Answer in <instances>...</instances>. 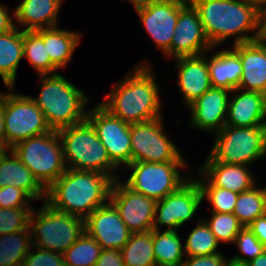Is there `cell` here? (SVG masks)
Segmentation results:
<instances>
[{"label": "cell", "mask_w": 266, "mask_h": 266, "mask_svg": "<svg viewBox=\"0 0 266 266\" xmlns=\"http://www.w3.org/2000/svg\"><path fill=\"white\" fill-rule=\"evenodd\" d=\"M197 9L212 47L234 37L233 45L259 40L263 1L189 0ZM254 32L250 35V32Z\"/></svg>", "instance_id": "6da1fadb"}, {"label": "cell", "mask_w": 266, "mask_h": 266, "mask_svg": "<svg viewBox=\"0 0 266 266\" xmlns=\"http://www.w3.org/2000/svg\"><path fill=\"white\" fill-rule=\"evenodd\" d=\"M159 86L149 63H140L116 84L100 104L128 124L162 117Z\"/></svg>", "instance_id": "7a4b0ae2"}, {"label": "cell", "mask_w": 266, "mask_h": 266, "mask_svg": "<svg viewBox=\"0 0 266 266\" xmlns=\"http://www.w3.org/2000/svg\"><path fill=\"white\" fill-rule=\"evenodd\" d=\"M113 182L109 175L100 172L67 168L46 189L45 203L59 212L86 219L110 200Z\"/></svg>", "instance_id": "3957f363"}, {"label": "cell", "mask_w": 266, "mask_h": 266, "mask_svg": "<svg viewBox=\"0 0 266 266\" xmlns=\"http://www.w3.org/2000/svg\"><path fill=\"white\" fill-rule=\"evenodd\" d=\"M42 88L39 95L31 97L44 113L51 130L81 123L87 119L86 104L89 97L84 91L70 83L62 74L39 75Z\"/></svg>", "instance_id": "277c9868"}, {"label": "cell", "mask_w": 266, "mask_h": 266, "mask_svg": "<svg viewBox=\"0 0 266 266\" xmlns=\"http://www.w3.org/2000/svg\"><path fill=\"white\" fill-rule=\"evenodd\" d=\"M63 145L64 160L68 169L96 171L118 179L119 169L110 159L92 124L85 121L57 131Z\"/></svg>", "instance_id": "5b68a950"}, {"label": "cell", "mask_w": 266, "mask_h": 266, "mask_svg": "<svg viewBox=\"0 0 266 266\" xmlns=\"http://www.w3.org/2000/svg\"><path fill=\"white\" fill-rule=\"evenodd\" d=\"M29 229L33 248L63 254L85 232V219L59 212L43 202L38 211H31Z\"/></svg>", "instance_id": "8992f818"}, {"label": "cell", "mask_w": 266, "mask_h": 266, "mask_svg": "<svg viewBox=\"0 0 266 266\" xmlns=\"http://www.w3.org/2000/svg\"><path fill=\"white\" fill-rule=\"evenodd\" d=\"M266 156V126L225 125L215 133L212 150L204 162L247 165Z\"/></svg>", "instance_id": "52a82bcc"}, {"label": "cell", "mask_w": 266, "mask_h": 266, "mask_svg": "<svg viewBox=\"0 0 266 266\" xmlns=\"http://www.w3.org/2000/svg\"><path fill=\"white\" fill-rule=\"evenodd\" d=\"M11 149L46 189L67 170L57 131L20 141Z\"/></svg>", "instance_id": "ba28073f"}, {"label": "cell", "mask_w": 266, "mask_h": 266, "mask_svg": "<svg viewBox=\"0 0 266 266\" xmlns=\"http://www.w3.org/2000/svg\"><path fill=\"white\" fill-rule=\"evenodd\" d=\"M3 93L4 126L6 149L28 138L51 131L44 113L28 95L17 94L8 88Z\"/></svg>", "instance_id": "9c48e42d"}, {"label": "cell", "mask_w": 266, "mask_h": 266, "mask_svg": "<svg viewBox=\"0 0 266 266\" xmlns=\"http://www.w3.org/2000/svg\"><path fill=\"white\" fill-rule=\"evenodd\" d=\"M131 175L124 183L135 192L159 201L177 191L189 179L181 174L186 162H132Z\"/></svg>", "instance_id": "30bf717a"}, {"label": "cell", "mask_w": 266, "mask_h": 266, "mask_svg": "<svg viewBox=\"0 0 266 266\" xmlns=\"http://www.w3.org/2000/svg\"><path fill=\"white\" fill-rule=\"evenodd\" d=\"M163 117L130 124L132 162H186L180 150L165 135Z\"/></svg>", "instance_id": "8fae6325"}, {"label": "cell", "mask_w": 266, "mask_h": 266, "mask_svg": "<svg viewBox=\"0 0 266 266\" xmlns=\"http://www.w3.org/2000/svg\"><path fill=\"white\" fill-rule=\"evenodd\" d=\"M87 120L107 149L111 161L118 168L121 165L127 168L131 163L130 124L113 116L100 103L87 112Z\"/></svg>", "instance_id": "7c38bea8"}, {"label": "cell", "mask_w": 266, "mask_h": 266, "mask_svg": "<svg viewBox=\"0 0 266 266\" xmlns=\"http://www.w3.org/2000/svg\"><path fill=\"white\" fill-rule=\"evenodd\" d=\"M189 180L177 191L157 201L153 229L168 226L166 230H178L185 222L191 220L202 203V195L197 181Z\"/></svg>", "instance_id": "4fadbf2b"}, {"label": "cell", "mask_w": 266, "mask_h": 266, "mask_svg": "<svg viewBox=\"0 0 266 266\" xmlns=\"http://www.w3.org/2000/svg\"><path fill=\"white\" fill-rule=\"evenodd\" d=\"M119 180H114L112 184L110 201L119 211L121 219L131 233L151 231L157 201L135 192Z\"/></svg>", "instance_id": "5bb4252c"}, {"label": "cell", "mask_w": 266, "mask_h": 266, "mask_svg": "<svg viewBox=\"0 0 266 266\" xmlns=\"http://www.w3.org/2000/svg\"><path fill=\"white\" fill-rule=\"evenodd\" d=\"M211 49L214 47L205 34L197 9L189 0H184L180 4L179 17L171 43L172 59L202 55Z\"/></svg>", "instance_id": "9a60e30c"}, {"label": "cell", "mask_w": 266, "mask_h": 266, "mask_svg": "<svg viewBox=\"0 0 266 266\" xmlns=\"http://www.w3.org/2000/svg\"><path fill=\"white\" fill-rule=\"evenodd\" d=\"M184 0H160L148 7L136 10L145 31L167 57H171V43L179 17L180 4Z\"/></svg>", "instance_id": "2e32d148"}, {"label": "cell", "mask_w": 266, "mask_h": 266, "mask_svg": "<svg viewBox=\"0 0 266 266\" xmlns=\"http://www.w3.org/2000/svg\"><path fill=\"white\" fill-rule=\"evenodd\" d=\"M85 231L98 242L102 249L117 250L123 248L132 234L110 200L95 209L85 219Z\"/></svg>", "instance_id": "e0dca14e"}, {"label": "cell", "mask_w": 266, "mask_h": 266, "mask_svg": "<svg viewBox=\"0 0 266 266\" xmlns=\"http://www.w3.org/2000/svg\"><path fill=\"white\" fill-rule=\"evenodd\" d=\"M231 91L211 87L187 108L191 113L190 125L204 132H219L226 123Z\"/></svg>", "instance_id": "ac0fdd59"}, {"label": "cell", "mask_w": 266, "mask_h": 266, "mask_svg": "<svg viewBox=\"0 0 266 266\" xmlns=\"http://www.w3.org/2000/svg\"><path fill=\"white\" fill-rule=\"evenodd\" d=\"M207 52L202 55L180 57L176 61L177 85L187 107L212 87Z\"/></svg>", "instance_id": "d6986e66"}, {"label": "cell", "mask_w": 266, "mask_h": 266, "mask_svg": "<svg viewBox=\"0 0 266 266\" xmlns=\"http://www.w3.org/2000/svg\"><path fill=\"white\" fill-rule=\"evenodd\" d=\"M232 50L242 62L238 88L262 93L266 87V46L256 40L233 45Z\"/></svg>", "instance_id": "ffe728a7"}, {"label": "cell", "mask_w": 266, "mask_h": 266, "mask_svg": "<svg viewBox=\"0 0 266 266\" xmlns=\"http://www.w3.org/2000/svg\"><path fill=\"white\" fill-rule=\"evenodd\" d=\"M9 185L23 190L33 201L41 199L45 202L46 188L11 148L0 151V188Z\"/></svg>", "instance_id": "44dd1931"}, {"label": "cell", "mask_w": 266, "mask_h": 266, "mask_svg": "<svg viewBox=\"0 0 266 266\" xmlns=\"http://www.w3.org/2000/svg\"><path fill=\"white\" fill-rule=\"evenodd\" d=\"M231 93L236 94L229 99L225 125L235 127L266 126V108L261 92L237 88Z\"/></svg>", "instance_id": "7402d4cb"}, {"label": "cell", "mask_w": 266, "mask_h": 266, "mask_svg": "<svg viewBox=\"0 0 266 266\" xmlns=\"http://www.w3.org/2000/svg\"><path fill=\"white\" fill-rule=\"evenodd\" d=\"M62 0H23L14 10L15 27L27 26L24 31L56 27Z\"/></svg>", "instance_id": "603a6c76"}, {"label": "cell", "mask_w": 266, "mask_h": 266, "mask_svg": "<svg viewBox=\"0 0 266 266\" xmlns=\"http://www.w3.org/2000/svg\"><path fill=\"white\" fill-rule=\"evenodd\" d=\"M247 165L222 162H203L199 171L216 187L235 193L247 191L255 186V179Z\"/></svg>", "instance_id": "cb8c5ba5"}, {"label": "cell", "mask_w": 266, "mask_h": 266, "mask_svg": "<svg viewBox=\"0 0 266 266\" xmlns=\"http://www.w3.org/2000/svg\"><path fill=\"white\" fill-rule=\"evenodd\" d=\"M212 87L233 91L238 88L242 62L232 49H223L208 58Z\"/></svg>", "instance_id": "d4e9b609"}, {"label": "cell", "mask_w": 266, "mask_h": 266, "mask_svg": "<svg viewBox=\"0 0 266 266\" xmlns=\"http://www.w3.org/2000/svg\"><path fill=\"white\" fill-rule=\"evenodd\" d=\"M35 32L43 39L50 61L57 69L65 68L70 62L82 36L75 31L59 29L58 26Z\"/></svg>", "instance_id": "484cf974"}, {"label": "cell", "mask_w": 266, "mask_h": 266, "mask_svg": "<svg viewBox=\"0 0 266 266\" xmlns=\"http://www.w3.org/2000/svg\"><path fill=\"white\" fill-rule=\"evenodd\" d=\"M23 55V30L15 27L0 35V76L7 88H14L19 63Z\"/></svg>", "instance_id": "4316f807"}, {"label": "cell", "mask_w": 266, "mask_h": 266, "mask_svg": "<svg viewBox=\"0 0 266 266\" xmlns=\"http://www.w3.org/2000/svg\"><path fill=\"white\" fill-rule=\"evenodd\" d=\"M152 241L157 266H182L184 244L176 230L152 229Z\"/></svg>", "instance_id": "83f0119b"}, {"label": "cell", "mask_w": 266, "mask_h": 266, "mask_svg": "<svg viewBox=\"0 0 266 266\" xmlns=\"http://www.w3.org/2000/svg\"><path fill=\"white\" fill-rule=\"evenodd\" d=\"M31 246L29 226L19 232L0 235V266H22Z\"/></svg>", "instance_id": "f1b7e54d"}, {"label": "cell", "mask_w": 266, "mask_h": 266, "mask_svg": "<svg viewBox=\"0 0 266 266\" xmlns=\"http://www.w3.org/2000/svg\"><path fill=\"white\" fill-rule=\"evenodd\" d=\"M125 266H157L152 230L132 233L129 241L121 249Z\"/></svg>", "instance_id": "f546056e"}, {"label": "cell", "mask_w": 266, "mask_h": 266, "mask_svg": "<svg viewBox=\"0 0 266 266\" xmlns=\"http://www.w3.org/2000/svg\"><path fill=\"white\" fill-rule=\"evenodd\" d=\"M266 213V187L253 186L238 194L233 214L239 222L248 227L256 218Z\"/></svg>", "instance_id": "4dcf8cb0"}, {"label": "cell", "mask_w": 266, "mask_h": 266, "mask_svg": "<svg viewBox=\"0 0 266 266\" xmlns=\"http://www.w3.org/2000/svg\"><path fill=\"white\" fill-rule=\"evenodd\" d=\"M23 55L39 75L57 74L51 63L43 39L35 31L23 30Z\"/></svg>", "instance_id": "1f68e13d"}, {"label": "cell", "mask_w": 266, "mask_h": 266, "mask_svg": "<svg viewBox=\"0 0 266 266\" xmlns=\"http://www.w3.org/2000/svg\"><path fill=\"white\" fill-rule=\"evenodd\" d=\"M102 248L86 231L62 255L64 266H95Z\"/></svg>", "instance_id": "d6a6232c"}, {"label": "cell", "mask_w": 266, "mask_h": 266, "mask_svg": "<svg viewBox=\"0 0 266 266\" xmlns=\"http://www.w3.org/2000/svg\"><path fill=\"white\" fill-rule=\"evenodd\" d=\"M219 242L209 226L202 219L193 228L184 243L186 257L207 256L218 252Z\"/></svg>", "instance_id": "836d02e7"}, {"label": "cell", "mask_w": 266, "mask_h": 266, "mask_svg": "<svg viewBox=\"0 0 266 266\" xmlns=\"http://www.w3.org/2000/svg\"><path fill=\"white\" fill-rule=\"evenodd\" d=\"M197 179L202 200L206 198L211 203V212L233 213L238 193L214 186L202 173Z\"/></svg>", "instance_id": "e575fe53"}, {"label": "cell", "mask_w": 266, "mask_h": 266, "mask_svg": "<svg viewBox=\"0 0 266 266\" xmlns=\"http://www.w3.org/2000/svg\"><path fill=\"white\" fill-rule=\"evenodd\" d=\"M211 219H204L218 242L233 243L244 228L233 213L211 212Z\"/></svg>", "instance_id": "d590c367"}, {"label": "cell", "mask_w": 266, "mask_h": 266, "mask_svg": "<svg viewBox=\"0 0 266 266\" xmlns=\"http://www.w3.org/2000/svg\"><path fill=\"white\" fill-rule=\"evenodd\" d=\"M32 210V207H0V235L25 230L29 226V217Z\"/></svg>", "instance_id": "8d00e7d4"}, {"label": "cell", "mask_w": 266, "mask_h": 266, "mask_svg": "<svg viewBox=\"0 0 266 266\" xmlns=\"http://www.w3.org/2000/svg\"><path fill=\"white\" fill-rule=\"evenodd\" d=\"M237 244L239 252L241 255H235L234 259L249 262L255 257L262 255L266 248L263 244L256 238V236L249 230L248 227H244L237 235L234 240ZM243 255V256H242Z\"/></svg>", "instance_id": "74e56055"}, {"label": "cell", "mask_w": 266, "mask_h": 266, "mask_svg": "<svg viewBox=\"0 0 266 266\" xmlns=\"http://www.w3.org/2000/svg\"><path fill=\"white\" fill-rule=\"evenodd\" d=\"M22 266H64L63 255L39 248L36 250L30 249Z\"/></svg>", "instance_id": "f35d334b"}, {"label": "cell", "mask_w": 266, "mask_h": 266, "mask_svg": "<svg viewBox=\"0 0 266 266\" xmlns=\"http://www.w3.org/2000/svg\"><path fill=\"white\" fill-rule=\"evenodd\" d=\"M33 201L23 190L13 185L0 188V207L2 208H21L32 207Z\"/></svg>", "instance_id": "ab89813d"}, {"label": "cell", "mask_w": 266, "mask_h": 266, "mask_svg": "<svg viewBox=\"0 0 266 266\" xmlns=\"http://www.w3.org/2000/svg\"><path fill=\"white\" fill-rule=\"evenodd\" d=\"M182 266H224L226 258L222 253L207 256L185 257Z\"/></svg>", "instance_id": "60d3db41"}, {"label": "cell", "mask_w": 266, "mask_h": 266, "mask_svg": "<svg viewBox=\"0 0 266 266\" xmlns=\"http://www.w3.org/2000/svg\"><path fill=\"white\" fill-rule=\"evenodd\" d=\"M95 266H125L121 250L102 249Z\"/></svg>", "instance_id": "b9f144b4"}, {"label": "cell", "mask_w": 266, "mask_h": 266, "mask_svg": "<svg viewBox=\"0 0 266 266\" xmlns=\"http://www.w3.org/2000/svg\"><path fill=\"white\" fill-rule=\"evenodd\" d=\"M248 228L266 248V213L256 218Z\"/></svg>", "instance_id": "7bdbcfd3"}, {"label": "cell", "mask_w": 266, "mask_h": 266, "mask_svg": "<svg viewBox=\"0 0 266 266\" xmlns=\"http://www.w3.org/2000/svg\"><path fill=\"white\" fill-rule=\"evenodd\" d=\"M13 16L10 15V12L8 11L7 7L0 4V35L7 33L15 28V22L13 21Z\"/></svg>", "instance_id": "ee69618b"}, {"label": "cell", "mask_w": 266, "mask_h": 266, "mask_svg": "<svg viewBox=\"0 0 266 266\" xmlns=\"http://www.w3.org/2000/svg\"><path fill=\"white\" fill-rule=\"evenodd\" d=\"M0 148L6 149V132L4 126L3 93L0 97Z\"/></svg>", "instance_id": "f6af8a7d"}, {"label": "cell", "mask_w": 266, "mask_h": 266, "mask_svg": "<svg viewBox=\"0 0 266 266\" xmlns=\"http://www.w3.org/2000/svg\"><path fill=\"white\" fill-rule=\"evenodd\" d=\"M128 1L133 3L135 10H139L148 7L160 0H128Z\"/></svg>", "instance_id": "bcb514c9"}, {"label": "cell", "mask_w": 266, "mask_h": 266, "mask_svg": "<svg viewBox=\"0 0 266 266\" xmlns=\"http://www.w3.org/2000/svg\"><path fill=\"white\" fill-rule=\"evenodd\" d=\"M259 40L266 46V15L262 13L260 19V35Z\"/></svg>", "instance_id": "7dc6e473"}, {"label": "cell", "mask_w": 266, "mask_h": 266, "mask_svg": "<svg viewBox=\"0 0 266 266\" xmlns=\"http://www.w3.org/2000/svg\"><path fill=\"white\" fill-rule=\"evenodd\" d=\"M249 266H266V251L248 262Z\"/></svg>", "instance_id": "c3c4849f"}, {"label": "cell", "mask_w": 266, "mask_h": 266, "mask_svg": "<svg viewBox=\"0 0 266 266\" xmlns=\"http://www.w3.org/2000/svg\"><path fill=\"white\" fill-rule=\"evenodd\" d=\"M224 266H249V265L248 262L230 258L226 259Z\"/></svg>", "instance_id": "681fc988"}, {"label": "cell", "mask_w": 266, "mask_h": 266, "mask_svg": "<svg viewBox=\"0 0 266 266\" xmlns=\"http://www.w3.org/2000/svg\"><path fill=\"white\" fill-rule=\"evenodd\" d=\"M262 94H263L264 105L266 108V87H265L264 91L262 92Z\"/></svg>", "instance_id": "f907efd6"}, {"label": "cell", "mask_w": 266, "mask_h": 266, "mask_svg": "<svg viewBox=\"0 0 266 266\" xmlns=\"http://www.w3.org/2000/svg\"><path fill=\"white\" fill-rule=\"evenodd\" d=\"M263 13L266 15V0H263Z\"/></svg>", "instance_id": "816d5d0a"}, {"label": "cell", "mask_w": 266, "mask_h": 266, "mask_svg": "<svg viewBox=\"0 0 266 266\" xmlns=\"http://www.w3.org/2000/svg\"><path fill=\"white\" fill-rule=\"evenodd\" d=\"M236 1H263V0H236Z\"/></svg>", "instance_id": "f5cc1de1"}]
</instances>
